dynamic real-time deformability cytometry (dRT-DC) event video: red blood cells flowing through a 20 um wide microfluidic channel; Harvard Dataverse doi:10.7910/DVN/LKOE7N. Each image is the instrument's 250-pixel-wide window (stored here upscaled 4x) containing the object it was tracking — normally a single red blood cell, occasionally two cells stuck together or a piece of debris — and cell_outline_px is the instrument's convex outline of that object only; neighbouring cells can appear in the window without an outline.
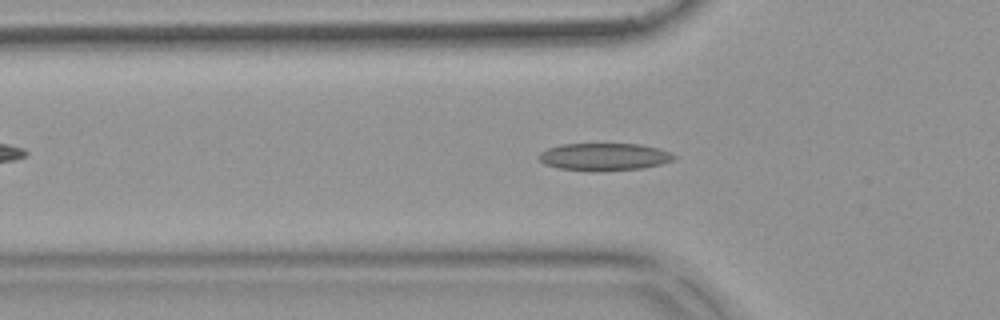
{"species": "common noctule bat (a hibernating species)", "species_latin": "Nyctalus noctula", "temperature_condition": "warm", "stored_images_in_passage": 54, "camera_frame_rate_fps": 3000, "um_per_image_px": 0.085, "animal": {"sex": "female", "body_mass_g": 18.4}, "frame": {"image": 1, "passage_image": 18, "time_ms": 5.667, "image_size_px": [1000, 320], "cell_outline_px": [[676, 156], [672, 160], [660, 164], [644, 168], [604, 172], [596, 172], [560, 168], [544, 164], [536, 156], [540, 152], [548, 148], [560, 144], [640, 144], [656, 148], [668, 152]], "centroid_in_image_um": [51.31, 13.34], "position_along_channel_um": 74.5, "area_um2": 21.73}}
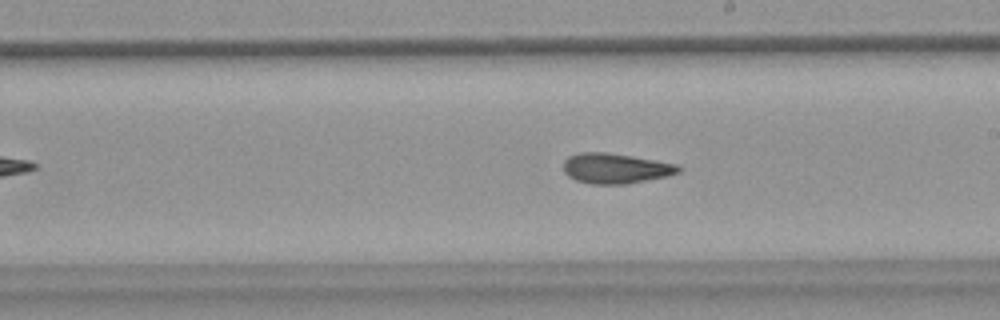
{"frame": {"image": 2, "passage_image": 31, "time_ms": 10.0, "image_size_px": [1000, 320], "cell_outline_px": [[680, 172], [664, 176], [628, 184], [592, 184], [576, 180], [568, 176], [564, 172], [564, 160], [568, 156], [580, 152], [604, 152], [632, 156], [676, 164], [680, 168]], "centroid_in_image_um": [52.27, 14.31], "position_along_channel_um": 236.7, "area_um2": 20.06}}
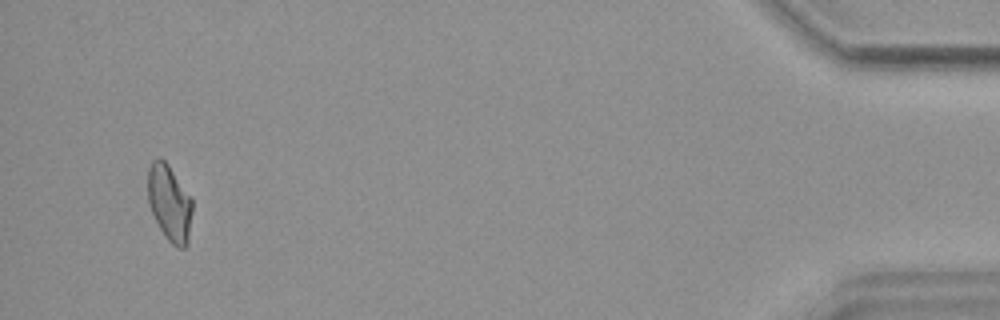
{"frame": {"image": 3, "passage_image": 52, "time_ms": 17.0, "image_size_px": [1000, 320], "cell_outline_px": [[192, 212], [188, 244], [184, 248], [176, 248], [164, 236], [148, 204], [148, 168], [152, 160], [160, 156], [168, 164], [192, 196]], "centroid_in_image_um": [14.42, 17.24], "position_along_channel_um": 420.8, "area_um2": 20.11}, "authors_computed_cell_mechanics": {"area_um2": 20.1433, "velocity_mm_per_s": 3.751, "shape_relaxation_time_tau1_ms": null, "shape_relaxation_time_tau2_ms": 3.5334, "deformation_change_tau1": null, "deformation_change_tau2": 0.111}}